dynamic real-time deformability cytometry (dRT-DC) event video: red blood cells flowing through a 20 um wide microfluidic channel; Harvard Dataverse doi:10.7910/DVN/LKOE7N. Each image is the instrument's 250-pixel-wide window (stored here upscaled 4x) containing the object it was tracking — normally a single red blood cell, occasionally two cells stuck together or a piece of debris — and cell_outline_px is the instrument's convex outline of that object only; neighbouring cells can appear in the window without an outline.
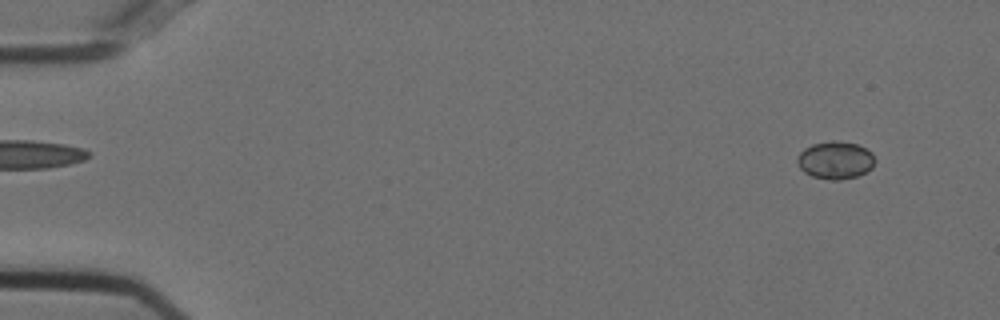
{"species": "Egyptian fruit bat (a non-hibernating species)", "species_latin": "Rousettus aegyptiacus", "temperature_condition": "cold", "stored_images_in_passage": 54, "camera_frame_rate_fps": 3000, "um_per_image_px": 0.085, "animal": {"sex": "female"}, "frame": {"image": 1, "passage_image": 4, "time_ms": 1.0, "image_size_px": [1000, 320], "cell_outline_px": [[876, 160], [872, 168], [856, 176], [840, 180], [828, 180], [812, 176], [804, 172], [800, 168], [796, 160], [796, 156], [804, 148], [812, 144], [832, 140], [856, 144], [872, 152]], "centroid_in_image_um": [70.98, 13.61], "position_along_channel_um": 14.0, "area_um2": 17.11}}
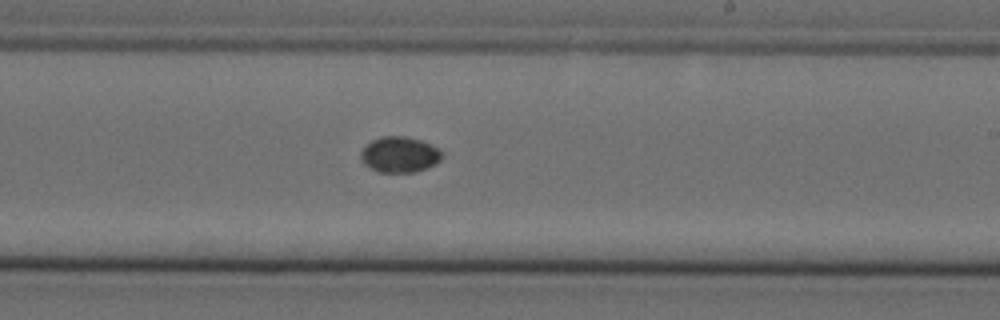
{"frame": {"image": 2, "passage_image": 33, "time_ms": 10.667, "image_size_px": [1000, 320], "cell_outline_px": [[444, 156], [436, 164], [428, 168], [412, 172], [376, 172], [364, 164], [360, 160], [360, 152], [364, 144], [372, 140], [384, 136], [404, 136], [420, 140], [444, 152]], "centroid_in_image_um": [33.93, 13.15], "position_along_channel_um": 255.1, "area_um2": 17.11}}
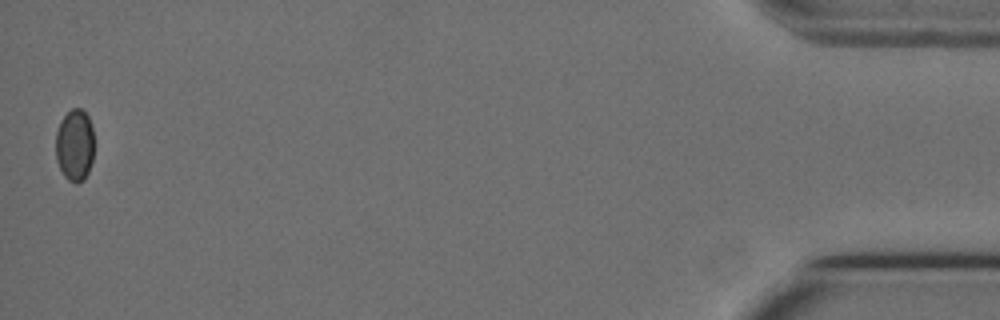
{"frame": {"image": 3, "passage_image": 54, "time_ms": 17.667, "image_size_px": [1000, 320], "cell_outline_px": [[92, 164], [84, 180], [76, 184], [68, 180], [64, 176], [56, 160], [56, 132], [60, 120], [72, 108], [80, 108], [88, 116], [92, 128]], "centroid_in_image_um": [6.34, 12.36], "position_along_channel_um": 428.9, "area_um2": 16.07}}